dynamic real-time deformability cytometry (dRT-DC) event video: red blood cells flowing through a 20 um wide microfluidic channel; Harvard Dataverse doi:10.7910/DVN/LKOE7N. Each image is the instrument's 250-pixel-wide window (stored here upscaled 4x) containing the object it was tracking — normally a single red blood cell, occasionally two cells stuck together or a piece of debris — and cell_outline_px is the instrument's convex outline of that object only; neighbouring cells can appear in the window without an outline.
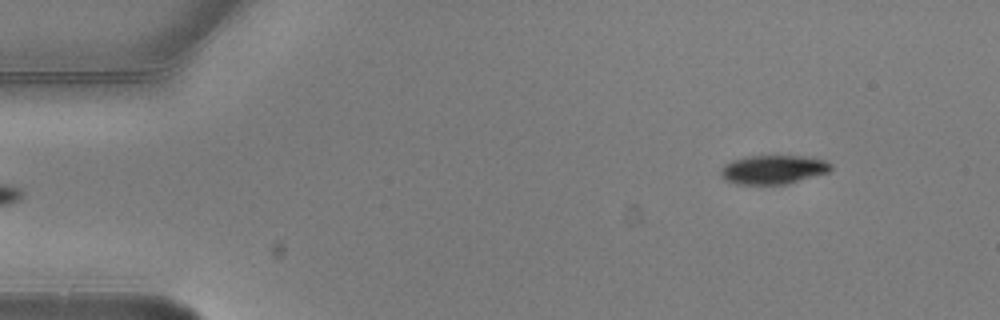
{"species": "common noctule bat (a hibernating species)", "species_latin": "Nyctalus noctula", "temperature_condition": "warm", "stored_images_in_passage": 6, "segment_of_instrument_passage": [2, 2], "camera_frame_rate_fps": 3000, "um_per_image_px": 0.085, "animal": {"sex": "male", "body_mass_g": 20.5, "forearm_length_mm": 52.5}, "frame": {"image": 1, "passage_image": 6, "time_ms": 1.667, "image_size_px": [1000, 320], "cell_outline_px": [[832, 168], [828, 172], [788, 184], [736, 184], [724, 180], [720, 176], [720, 168], [724, 164], [732, 160], [748, 156], [800, 156], [824, 160], [832, 164]], "centroid_in_image_um": [65.68, 14.42], "position_along_channel_um": 19.3, "area_um2": 18.61}}